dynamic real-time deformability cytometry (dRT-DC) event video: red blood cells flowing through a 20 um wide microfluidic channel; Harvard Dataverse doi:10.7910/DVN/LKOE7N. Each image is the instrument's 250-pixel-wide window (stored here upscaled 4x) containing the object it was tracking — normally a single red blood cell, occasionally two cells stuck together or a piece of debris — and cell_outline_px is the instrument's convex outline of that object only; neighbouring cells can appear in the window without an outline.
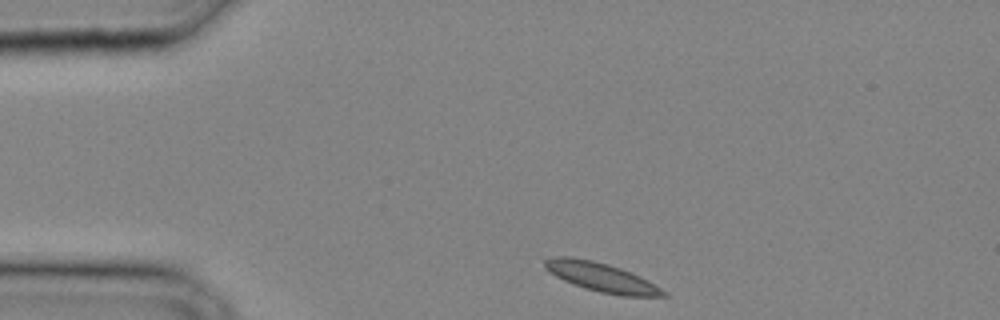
{"species": "common noctule bat (a hibernating species)", "species_latin": "Nyctalus noctula", "temperature_condition": "cold", "stored_images_in_passage": 27, "camera_frame_rate_fps": 3000, "um_per_image_px": 0.085, "animal": {"sex": "male", "body_mass_g": 20.4}, "frame": {"image": 1, "passage_image": 1, "time_ms": 0.0, "image_size_px": [1000, 320], "cell_outline_px": [[668, 296], [620, 296], [600, 292], [584, 288], [572, 284], [548, 272], [544, 268], [544, 260], [552, 256], [572, 256], [592, 260], [608, 264], [632, 272], [648, 280], [668, 292]], "centroid_in_image_um": [51.11, 23.56], "position_along_channel_um": 33.9, "area_um2": 20.29}}
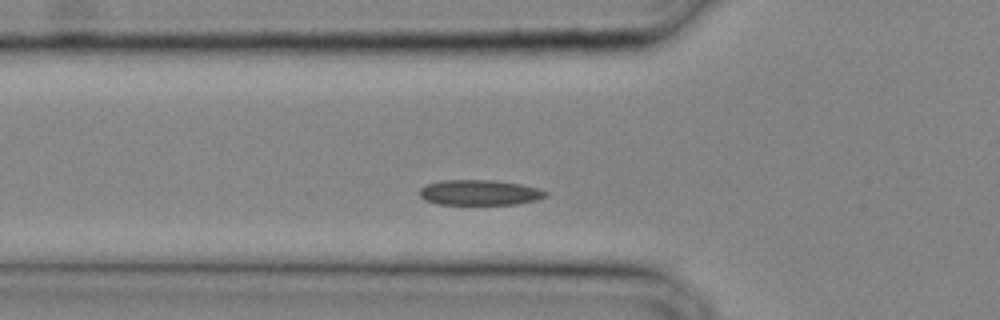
{"frame": {"image": 2, "passage_image": 6, "time_ms": 1.667, "image_size_px": [1000, 320], "cell_outline_px": [[548, 196], [536, 200], [516, 204], [436, 204], [424, 200], [420, 196], [420, 188], [428, 184], [440, 180], [492, 180], [520, 184], [536, 188], [548, 192]], "centroid_in_image_um": [40.75, 16.37], "position_along_channel_um": 85.1, "area_um2": 18.55}}
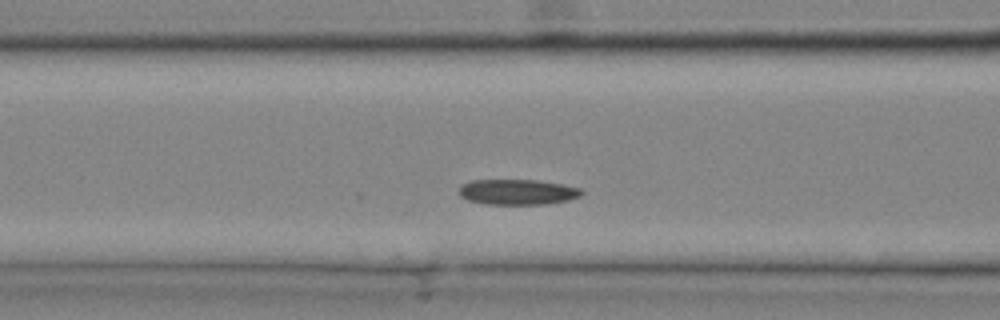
{"frame": {"image": 3, "passage_image": 8, "time_ms": 2.333, "image_size_px": [1000, 320], "cell_outline_px": [[584, 192], [580, 196], [568, 200], [544, 204], [484, 204], [468, 200], [460, 196], [460, 188], [464, 184], [472, 180], [536, 180], [560, 184], [580, 188]], "centroid_in_image_um": [43.99, 16.32], "position_along_channel_um": 122.6, "area_um2": 17.98}}